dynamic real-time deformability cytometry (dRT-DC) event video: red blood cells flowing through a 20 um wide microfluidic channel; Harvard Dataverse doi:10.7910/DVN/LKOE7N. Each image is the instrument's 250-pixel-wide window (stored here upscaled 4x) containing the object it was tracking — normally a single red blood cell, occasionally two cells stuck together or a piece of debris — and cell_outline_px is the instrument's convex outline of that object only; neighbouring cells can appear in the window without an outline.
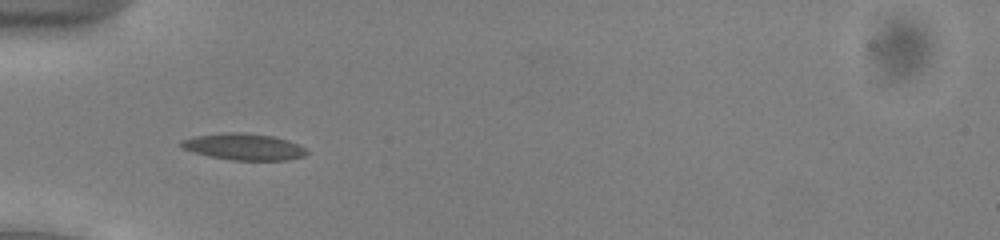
{"species": "common noctule bat (a hibernating species)", "species_latin": "Nyctalus noctula", "temperature_condition": "cold", "stored_images_in_passage": 39, "camera_frame_rate_fps": 3000, "um_per_image_px": 0.085, "animal": {"sex": "male", "body_mass_g": 13.0, "forearm_length_mm": 53.1}, "frame": {"image": 1, "passage_image": 7, "time_ms": 2.0, "image_size_px": [1000, 240], "cell_outline_px": [[308, 152], [304, 156], [288, 160], [232, 160], [208, 156], [192, 152], [184, 148], [180, 144], [180, 140], [196, 136], [228, 132], [244, 132], [272, 136], [288, 140], [304, 148]], "centroid_in_image_um": [20.71, 12.47], "position_along_channel_um": 64.3, "area_um2": 19.31}}
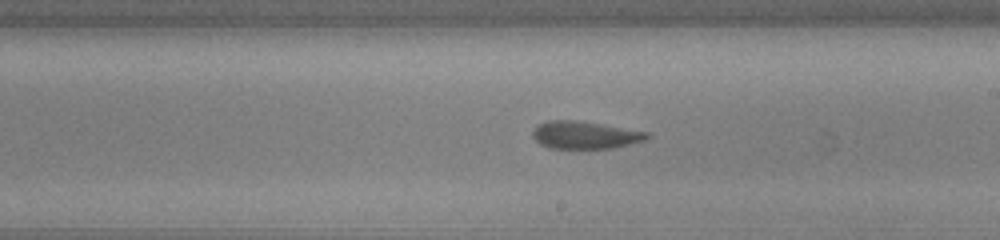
{"frame": {"image": 2, "passage_image": 21, "time_ms": 6.667, "image_size_px": [1000, 240], "cell_outline_px": [[652, 136], [644, 140], [612, 148], [548, 148], [540, 144], [532, 136], [532, 132], [540, 124], [548, 120], [576, 120], [648, 132]], "centroid_in_image_um": [49.71, 11.48], "position_along_channel_um": 239.3, "area_um2": 18.09}}
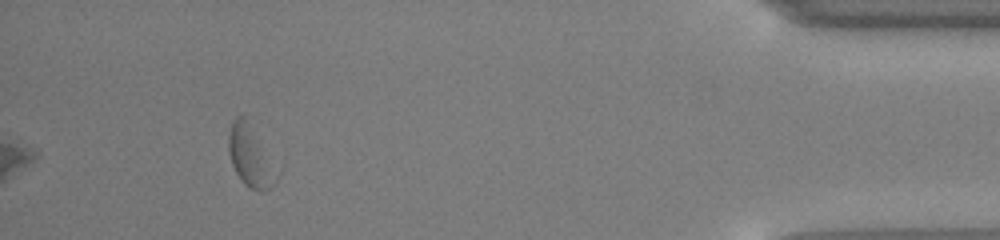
{"frame": {"image": 3, "passage_image": 39, "time_ms": 12.667, "image_size_px": [1000, 240], "cell_outline_px": [[284, 168], [280, 176], [268, 188], [260, 192], [248, 188], [240, 180], [232, 164], [228, 152], [228, 132], [232, 120], [236, 116], [244, 112], [284, 156]], "centroid_in_image_um": [21.54, 13.14], "position_along_channel_um": 413.7, "area_um2": 20.98}, "authors_computed_cell_mechanics": {"area_um2": 18.496, "velocity_mm_per_s": 3.8389, "shape_relaxation_time_tau1_ms": 2.7429, "shape_relaxation_time_tau2_ms": 2.757, "deformation_change_tau1": 0.0727, "deformation_change_tau2": 0.0529}}